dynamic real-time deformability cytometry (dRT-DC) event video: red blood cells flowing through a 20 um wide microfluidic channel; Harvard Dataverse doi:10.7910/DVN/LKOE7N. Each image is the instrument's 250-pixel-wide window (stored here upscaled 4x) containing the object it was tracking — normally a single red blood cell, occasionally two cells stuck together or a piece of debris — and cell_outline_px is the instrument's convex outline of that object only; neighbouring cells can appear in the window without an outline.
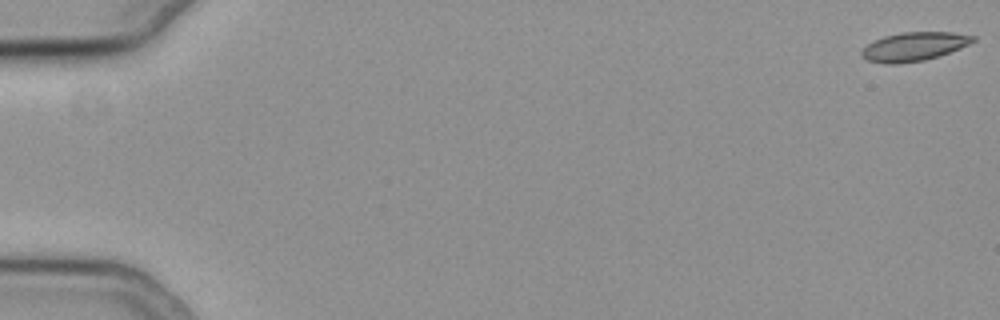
{"species": "common noctule bat (a hibernating species)", "species_latin": "Nyctalus noctula", "temperature_condition": "cold", "stored_images_in_passage": 56, "camera_frame_rate_fps": 3000, "um_per_image_px": 0.085, "animal": {"sex": "female", "body_mass_g": 19.3, "forearm_length_mm": 54.1}, "frame": {"image": 1, "passage_image": 1, "time_ms": 0.0, "image_size_px": [1000, 320], "cell_outline_px": [[976, 40], [960, 48], [924, 60], [896, 64], [888, 64], [868, 60], [860, 56], [860, 52], [868, 44], [884, 36], [900, 32], [952, 32], [976, 36]], "centroid_in_image_um": [77.68, 3.95], "position_along_channel_um": 7.3, "area_um2": 18.44}}
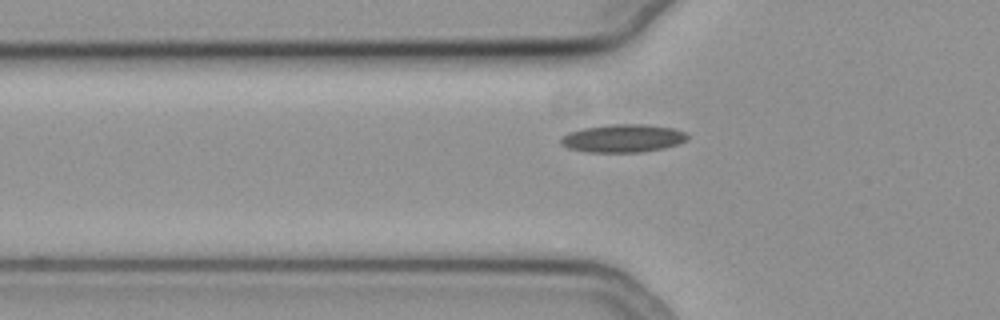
{"frame": {"image": 2, "passage_image": 20, "time_ms": 6.333, "image_size_px": [1000, 320], "cell_outline_px": [[688, 140], [664, 148], [640, 152], [588, 152], [568, 148], [560, 144], [560, 136], [568, 132], [580, 128], [612, 124], [648, 124], [672, 128], [684, 132], [688, 136]], "centroid_in_image_um": [52.9, 11.75], "position_along_channel_um": 72.9, "area_um2": 20.81}}
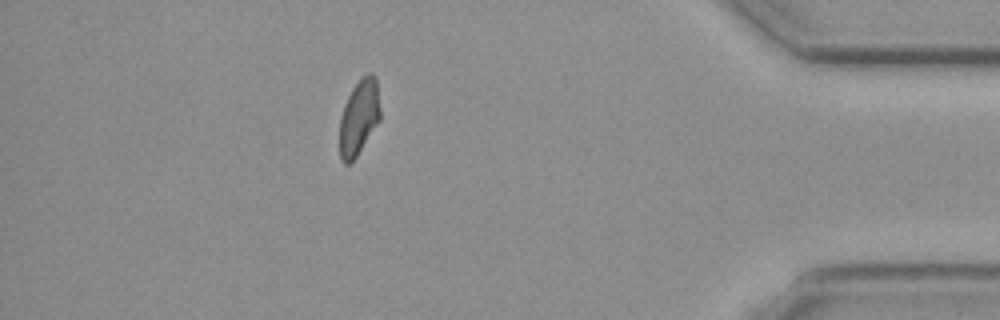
{"frame": {"image": 3, "passage_image": 50, "time_ms": 16.333, "image_size_px": [1000, 320], "cell_outline_px": [[380, 120], [356, 156], [348, 164], [344, 164], [340, 160], [340, 116], [344, 104], [352, 88], [360, 76], [368, 72], [372, 72], [376, 76], [380, 108]], "centroid_in_image_um": [30.52, 9.91], "position_along_channel_um": 404.7, "area_um2": 17.98}, "authors_computed_cell_mechanics": {"area_um2": 18.785, "velocity_mm_per_s": 3.7601, "shape_relaxation_time_tau1_ms": null, "shape_relaxation_time_tau2_ms": 5.5507, "deformation_change_tau1": null, "deformation_change_tau2": 0.1025}}